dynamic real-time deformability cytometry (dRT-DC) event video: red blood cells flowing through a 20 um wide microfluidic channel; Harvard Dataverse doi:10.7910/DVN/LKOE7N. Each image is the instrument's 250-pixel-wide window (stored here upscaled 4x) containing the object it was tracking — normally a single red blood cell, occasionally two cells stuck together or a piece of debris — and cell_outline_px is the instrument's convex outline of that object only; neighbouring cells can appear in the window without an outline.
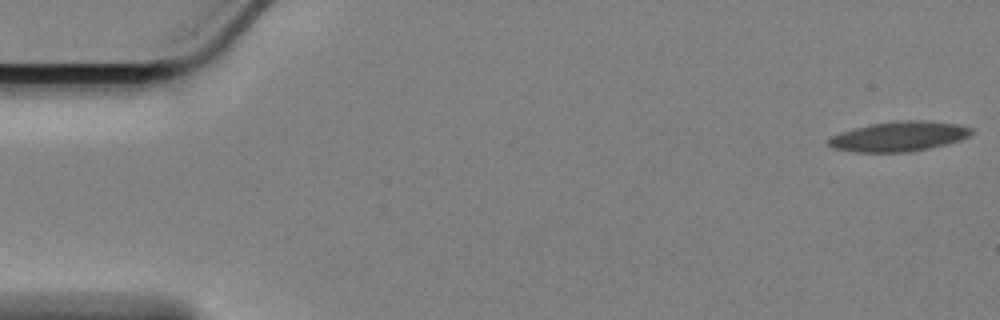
{"species": "Egyptian fruit bat (a non-hibernating species)", "species_latin": "Rousettus aegyptiacus", "temperature_condition": "cold", "stored_images_in_passage": 11, "camera_frame_rate_fps": 3000, "um_per_image_px": 0.085, "animal": {"sex": "female"}, "frame": {"image": 1, "passage_image": 1, "time_ms": 0.0, "image_size_px": [1000, 320], "cell_outline_px": [[972, 132], [968, 136], [960, 140], [928, 148], [908, 152], [856, 152], [832, 148], [828, 144], [828, 140], [832, 136], [840, 132], [852, 128], [868, 124], [900, 120], [924, 120], [960, 124], [972, 128]], "centroid_in_image_um": [76.38, 11.58], "position_along_channel_um": 8.6, "area_um2": 24.91}}